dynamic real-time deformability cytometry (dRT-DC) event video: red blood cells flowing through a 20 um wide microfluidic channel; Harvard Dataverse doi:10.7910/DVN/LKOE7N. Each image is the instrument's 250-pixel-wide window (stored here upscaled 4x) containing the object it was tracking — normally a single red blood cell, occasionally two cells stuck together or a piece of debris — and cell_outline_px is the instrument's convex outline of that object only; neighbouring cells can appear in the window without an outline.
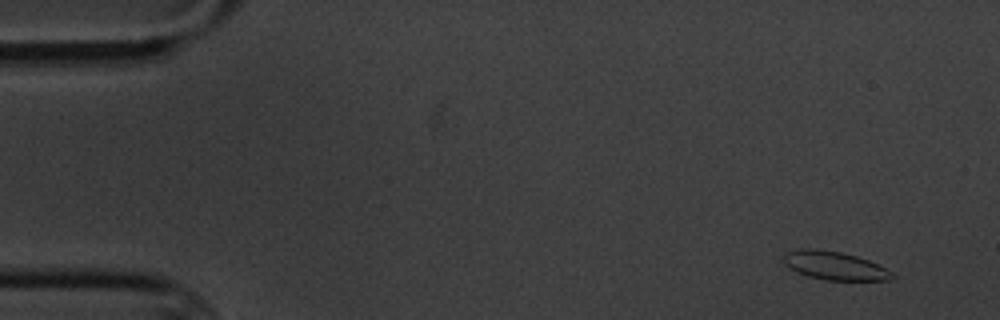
{"species": "common noctule bat (a hibernating species)", "species_latin": "Nyctalus noctula", "temperature_condition": "cold", "stored_images_in_passage": 6, "camera_frame_rate_fps": 3000, "um_per_image_px": 0.085, "animal": {"sex": "male", "body_mass_g": 20.1, "forearm_length_mm": 53.5}, "frame": {"image": 1, "passage_image": 2, "time_ms": 1.0, "image_size_px": [1000, 320], "cell_outline_px": [[896, 276], [888, 280], [828, 280], [808, 276], [796, 272], [784, 264], [784, 252], [800, 248], [812, 248], [840, 252], [856, 256], [868, 260], [892, 272]], "centroid_in_image_um": [70.9, 22.57], "position_along_channel_um": 14.1, "area_um2": 17.86}}